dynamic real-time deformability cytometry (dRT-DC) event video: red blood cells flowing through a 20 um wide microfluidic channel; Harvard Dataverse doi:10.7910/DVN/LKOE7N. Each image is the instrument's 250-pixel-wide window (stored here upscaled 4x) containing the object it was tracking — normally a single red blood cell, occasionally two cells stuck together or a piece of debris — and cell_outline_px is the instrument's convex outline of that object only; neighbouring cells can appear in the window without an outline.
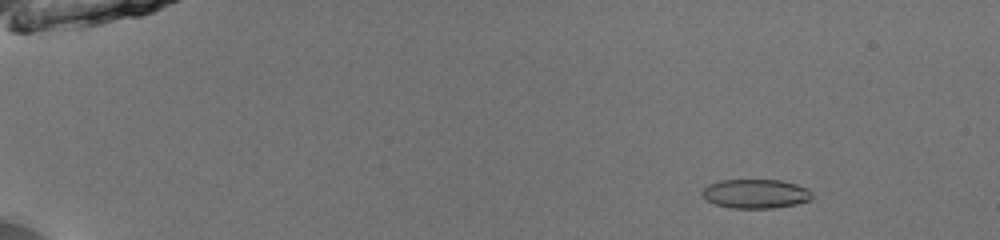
{"species": "common noctule bat (a hibernating species)", "species_latin": "Nyctalus noctula", "temperature_condition": "room temperature", "stored_images_in_passage": 53, "camera_frame_rate_fps": 3000, "um_per_image_px": 0.085, "animal": {"sex": "male", "body_mass_g": 13.0, "forearm_length_mm": 53.1}, "frame": {"image": 1, "passage_image": 8, "time_ms": 2.333, "image_size_px": [1000, 240], "cell_outline_px": [[812, 200], [796, 204], [772, 208], [732, 208], [716, 204], [708, 200], [700, 192], [708, 184], [720, 180], [780, 180], [796, 184], [808, 188], [812, 196]], "centroid_in_image_um": [64.24, 16.46], "position_along_channel_um": 20.8, "area_um2": 18.61}}
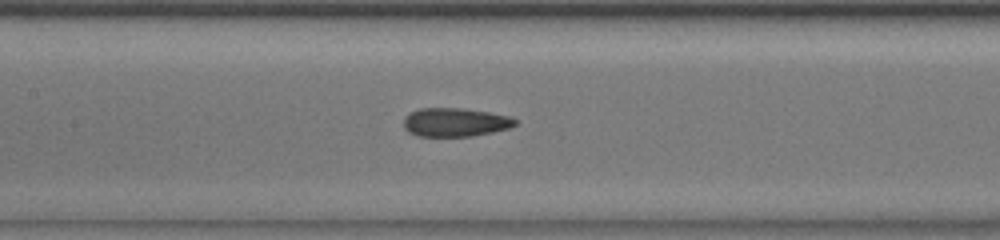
{"frame": {"image": 2, "passage_image": 28, "time_ms": 9.0, "image_size_px": [1000, 240], "cell_outline_px": [[516, 124], [508, 128], [492, 132], [472, 136], [416, 136], [408, 132], [404, 128], [404, 116], [408, 112], [420, 108], [464, 108], [512, 116], [516, 120]], "centroid_in_image_um": [38.65, 10.38], "position_along_channel_um": 168.7, "area_um2": 18.79}}
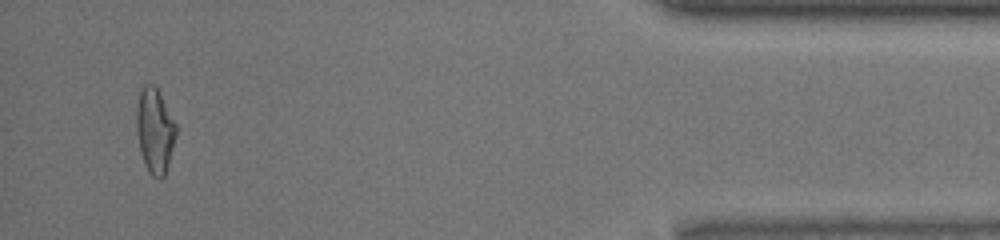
{"frame": {"image": 3, "passage_image": 51, "time_ms": 16.667, "image_size_px": [1000, 240], "cell_outline_px": [[176, 136], [164, 176], [160, 180], [152, 176], [148, 172], [144, 164], [140, 152], [136, 132], [136, 108], [140, 88], [144, 84], [156, 84], [176, 124]], "centroid_in_image_um": [13.13, 11.07], "position_along_channel_um": 422.1, "area_um2": 19.88}, "authors_computed_cell_mechanics": {"area_um2": 18.8428, "velocity_mm_per_s": 4.0179, "shape_relaxation_time_tau1_ms": null, "shape_relaxation_time_tau2_ms": 2.4064, "deformation_change_tau1": null, "deformation_change_tau2": 0.0466}}